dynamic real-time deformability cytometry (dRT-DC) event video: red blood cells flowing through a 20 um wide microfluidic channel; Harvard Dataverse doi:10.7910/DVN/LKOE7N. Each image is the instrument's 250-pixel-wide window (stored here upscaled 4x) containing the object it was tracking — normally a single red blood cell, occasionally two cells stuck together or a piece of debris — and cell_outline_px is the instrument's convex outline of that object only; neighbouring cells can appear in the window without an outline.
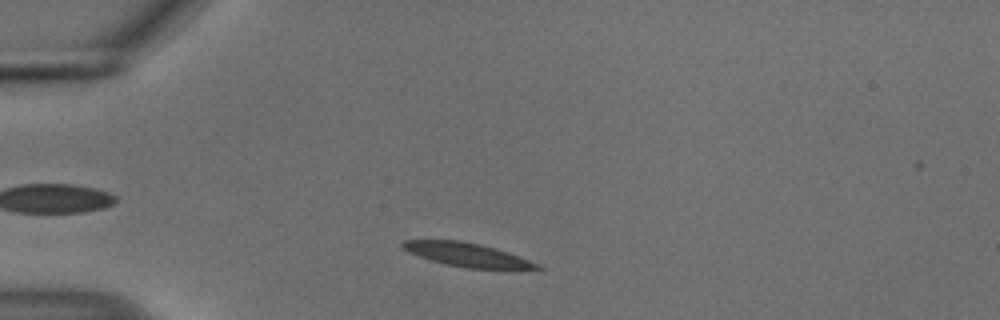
{"species": "common noctule bat (a hibernating species)", "species_latin": "Nyctalus noctula", "temperature_condition": "cold", "stored_images_in_passage": 45, "camera_frame_rate_fps": 3000, "um_per_image_px": 0.085, "animal": {"sex": "male", "body_mass_g": 18.8}, "frame": {"image": 1, "passage_image": 4, "time_ms": 1.0, "image_size_px": [1000, 320], "cell_outline_px": [[544, 268], [468, 268], [444, 264], [408, 252], [400, 248], [400, 244], [404, 240], [460, 240], [480, 244], [496, 248], [508, 252], [540, 264]], "centroid_in_image_um": [39.64, 21.63], "position_along_channel_um": 45.4, "area_um2": 18.32}}
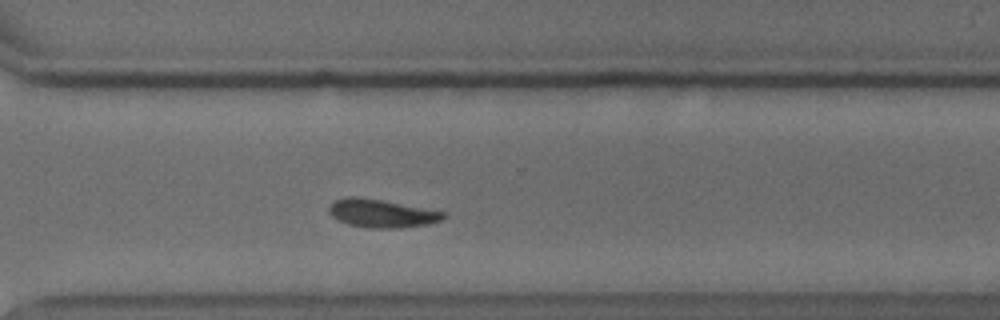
{"frame": {"image": 2, "passage_image": 30, "time_ms": 9.667, "image_size_px": [1000, 320], "cell_outline_px": [[444, 216], [440, 220], [428, 224], [400, 228], [364, 228], [348, 224], [332, 216], [328, 212], [328, 208], [336, 200], [348, 196], [352, 196], [380, 200], [444, 212]], "centroid_in_image_um": [32.39, 18.15], "position_along_channel_um": 338.2, "area_um2": 18.38}}
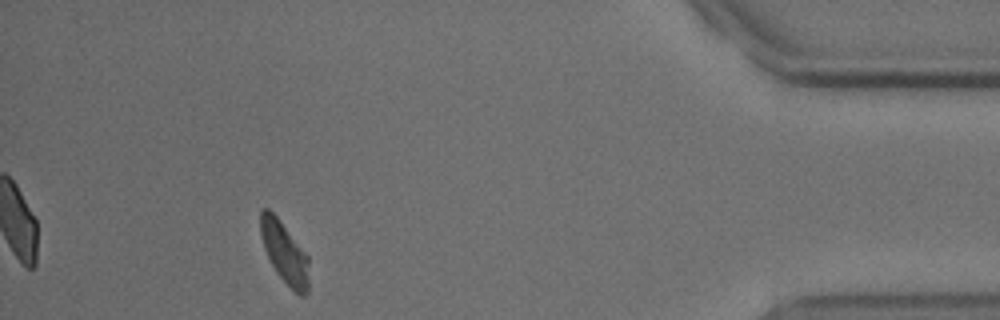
{"frame": {"image": 3, "passage_image": 40, "time_ms": 13.0, "image_size_px": [1000, 320], "cell_outline_px": [[308, 292], [304, 296], [300, 296], [276, 272], [264, 248], [260, 232], [260, 212], [264, 208], [268, 208], [276, 216], [308, 256]], "centroid_in_image_um": [24.18, 21.46], "position_along_channel_um": 411.0, "area_um2": 16.88}, "authors_computed_cell_mechanics": {"area_um2": 18.7272, "velocity_mm_per_s": 3.6815, "shape_relaxation_time_tau1_ms": 2.3267, "shape_relaxation_time_tau2_ms": 2.0794, "deformation_change_tau1": 0.1381, "deformation_change_tau2": 0.0911}}